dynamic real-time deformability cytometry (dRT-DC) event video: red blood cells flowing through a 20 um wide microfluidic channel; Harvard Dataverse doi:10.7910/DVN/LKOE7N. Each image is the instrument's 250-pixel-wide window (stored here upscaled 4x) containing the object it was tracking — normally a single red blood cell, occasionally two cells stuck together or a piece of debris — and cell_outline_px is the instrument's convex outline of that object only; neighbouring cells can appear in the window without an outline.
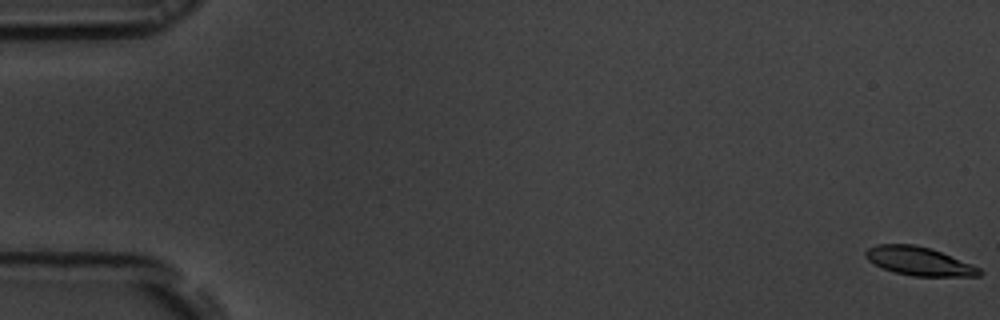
{"species": "common noctule bat (a hibernating species)", "species_latin": "Nyctalus noctula", "temperature_condition": "room temperature", "stored_images_in_passage": 57, "camera_frame_rate_fps": 3000, "um_per_image_px": 0.085, "animal": {"sex": "male", "body_mass_g": 19.5, "forearm_length_mm": 54.6}, "frame": {"image": 1, "passage_image": 1, "time_ms": 0.0, "image_size_px": [1000, 320], "cell_outline_px": [[984, 272], [980, 276], [912, 276], [896, 272], [884, 268], [868, 260], [864, 256], [864, 252], [868, 248], [876, 244], [916, 244], [932, 248], [972, 264], [980, 268]], "centroid_in_image_um": [78.14, 22.19], "position_along_channel_um": 6.9, "area_um2": 19.02}}
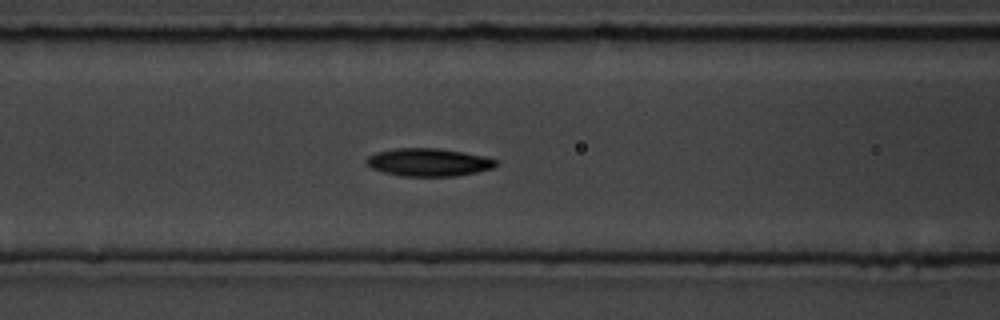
{"frame": {"image": 2, "passage_image": 24, "time_ms": 7.667, "image_size_px": [1000, 320], "cell_outline_px": [[500, 164], [492, 168], [476, 172], [456, 176], [400, 176], [384, 172], [372, 168], [364, 160], [368, 156], [376, 152], [396, 148], [436, 148], [464, 152], [484, 156], [500, 160]], "centroid_in_image_um": [36.46, 13.79], "position_along_channel_um": 130.1, "area_um2": 21.15}}
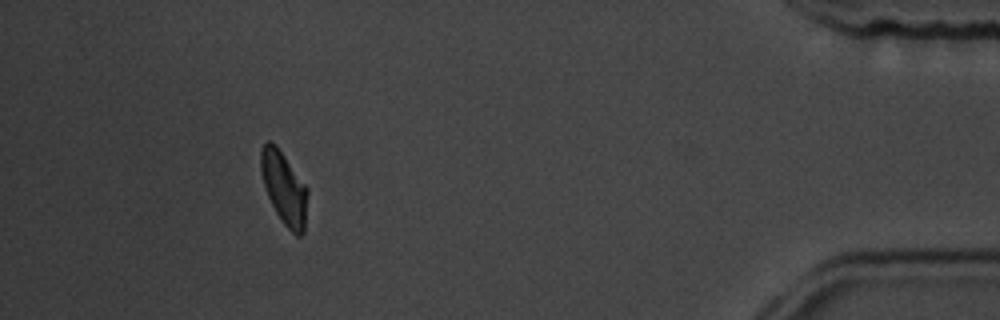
{"frame": {"image": 3, "passage_image": 52, "time_ms": 17.0, "image_size_px": [1000, 320], "cell_outline_px": [[308, 192], [304, 232], [300, 236], [296, 236], [280, 220], [268, 196], [260, 172], [260, 152], [264, 144], [268, 140], [276, 144], [308, 188]], "centroid_in_image_um": [24.15, 15.98], "position_along_channel_um": 411.1, "area_um2": 19.77}, "authors_computed_cell_mechanics": {"area_um2": 20.1144, "velocity_mm_per_s": 3.6431, "shape_relaxation_time_tau1_ms": 2.5012, "shape_relaxation_time_tau2_ms": 4.5069, "deformation_change_tau1": 0.1211, "deformation_change_tau2": 0.093}}